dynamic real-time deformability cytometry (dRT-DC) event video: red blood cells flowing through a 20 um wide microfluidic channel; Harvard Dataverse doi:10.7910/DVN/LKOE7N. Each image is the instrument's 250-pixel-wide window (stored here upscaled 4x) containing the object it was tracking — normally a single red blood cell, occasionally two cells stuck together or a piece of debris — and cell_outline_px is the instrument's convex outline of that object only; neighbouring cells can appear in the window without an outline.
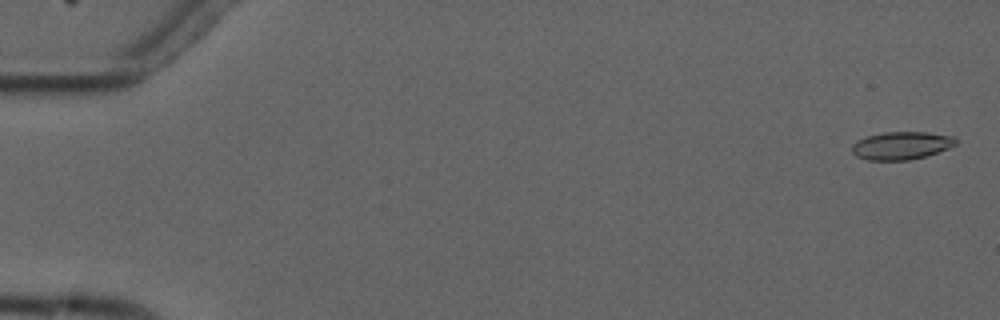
{"species": "common noctule bat (a hibernating species)", "species_latin": "Nyctalus noctula", "temperature_condition": "cold", "stored_images_in_passage": 5, "camera_frame_rate_fps": 3000, "um_per_image_px": 0.085, "animal": {"sex": "male", "forearm_length_mm": 52.5}, "frame": {"image": 1, "passage_image": 1, "time_ms": 0.0, "image_size_px": [1000, 320], "cell_outline_px": [[956, 144], [948, 148], [924, 156], [908, 160], [868, 160], [856, 156], [852, 152], [852, 144], [856, 140], [868, 136], [884, 132], [924, 132], [956, 136]], "centroid_in_image_um": [76.59, 12.36], "position_along_channel_um": 8.4, "area_um2": 16.76}}